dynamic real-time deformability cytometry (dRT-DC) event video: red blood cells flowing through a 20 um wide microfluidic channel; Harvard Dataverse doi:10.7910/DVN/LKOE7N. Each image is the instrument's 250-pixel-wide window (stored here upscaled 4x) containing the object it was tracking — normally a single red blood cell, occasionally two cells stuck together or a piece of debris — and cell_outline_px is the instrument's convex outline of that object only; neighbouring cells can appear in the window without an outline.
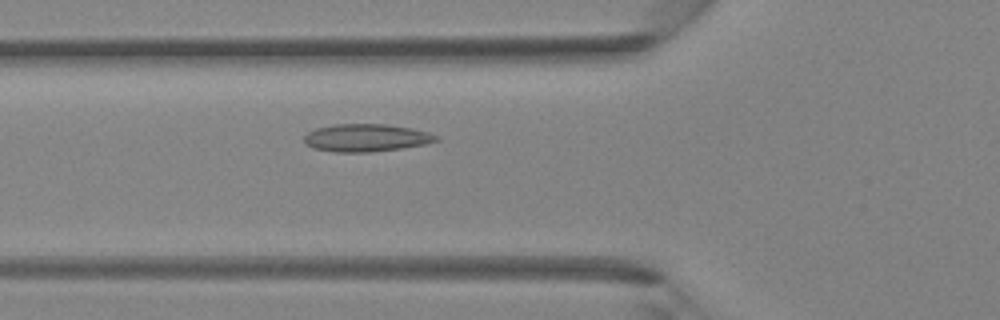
{"species": "Egyptian fruit bat (a non-hibernating species)", "species_latin": "Rousettus aegyptiacus", "temperature_condition": "room temperature", "stored_images_in_passage": 41, "camera_frame_rate_fps": 3000, "um_per_image_px": 0.085, "animal": {"sex": "female"}, "frame": {"image": 1, "passage_image": 14, "time_ms": 4.333, "image_size_px": [1000, 320], "cell_outline_px": [[440, 140], [424, 144], [400, 148], [368, 152], [336, 152], [312, 148], [304, 144], [304, 136], [308, 132], [316, 128], [336, 124], [388, 124], [412, 128], [428, 132], [440, 136]], "centroid_in_image_um": [31.12, 11.71], "position_along_channel_um": 94.7, "area_um2": 21.33}}
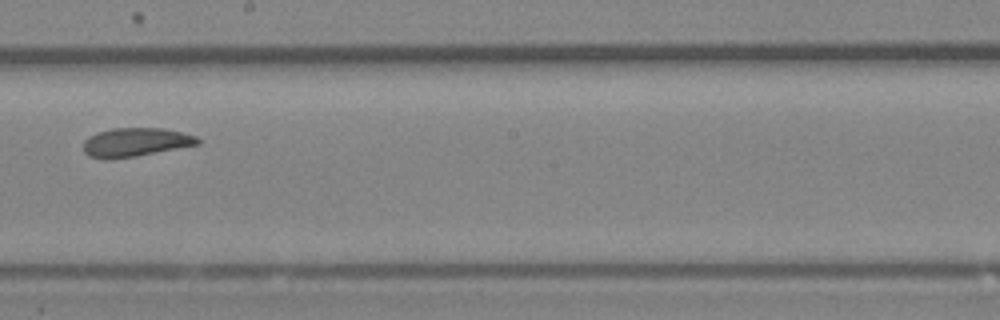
{"frame": {"image": 2, "passage_image": 23, "time_ms": 7.333, "image_size_px": [1000, 320], "cell_outline_px": [[200, 144], [136, 156], [108, 160], [104, 160], [88, 156], [84, 152], [84, 140], [88, 136], [96, 132], [112, 128], [164, 128], [196, 136], [200, 140]], "centroid_in_image_um": [11.47, 12.09], "position_along_channel_um": 236.7, "area_um2": 19.31}}
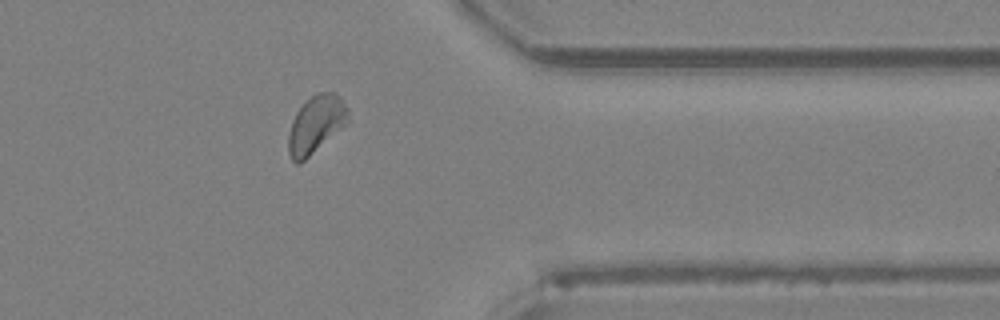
{"frame": {"image": 3, "passage_image": 33, "time_ms": 10.667, "image_size_px": [1000, 320], "cell_outline_px": [[348, 124], [300, 164], [296, 164], [292, 160], [288, 152], [288, 136], [292, 120], [296, 112], [316, 92], [336, 92], [340, 96], [348, 108]], "centroid_in_image_um": [26.87, 10.59], "position_along_channel_um": 384.5, "area_um2": 20.17}}